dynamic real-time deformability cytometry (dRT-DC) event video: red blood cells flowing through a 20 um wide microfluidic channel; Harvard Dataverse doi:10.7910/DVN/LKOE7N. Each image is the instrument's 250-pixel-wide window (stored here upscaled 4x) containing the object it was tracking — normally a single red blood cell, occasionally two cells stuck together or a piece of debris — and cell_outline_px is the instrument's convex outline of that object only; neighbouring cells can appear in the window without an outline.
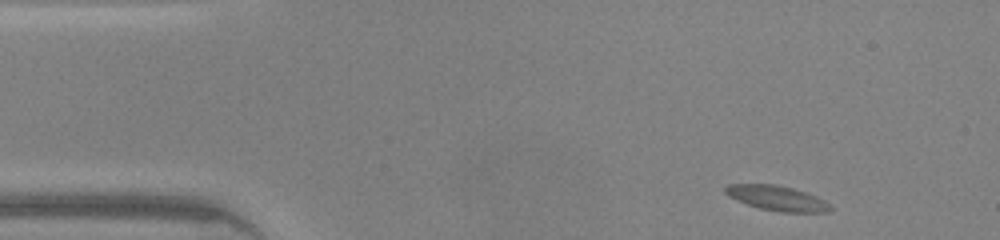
{"species": "common noctule bat (a hibernating species)", "species_latin": "Nyctalus noctula", "temperature_condition": "warm", "stored_images_in_passage": 43, "camera_frame_rate_fps": 3000, "um_per_image_px": 0.085, "animal": {"sex": "male", "body_mass_g": 20.0, "forearm_length_mm": 53.3}, "frame": {"image": 1, "passage_image": 1, "time_ms": 0.0, "image_size_px": [1000, 240], "cell_outline_px": [[832, 208], [828, 212], [780, 212], [760, 208], [736, 200], [728, 196], [724, 192], [724, 188], [728, 184], [776, 184], [792, 188], [816, 196], [824, 200]], "centroid_in_image_um": [66.01, 16.84], "position_along_channel_um": 19.0, "area_um2": 15.14}}
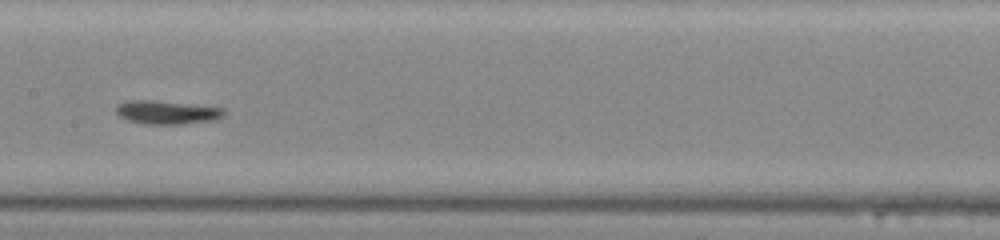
{"frame": {"image": 2, "passage_image": 19, "time_ms": 6.0, "image_size_px": [1000, 240], "cell_outline_px": [[224, 116], [216, 120], [180, 124], [144, 124], [128, 120], [120, 116], [116, 112], [116, 108], [120, 104], [132, 100], [152, 100], [224, 108]], "centroid_in_image_um": [14.21, 9.56], "position_along_channel_um": 193.2, "area_um2": 14.57}}
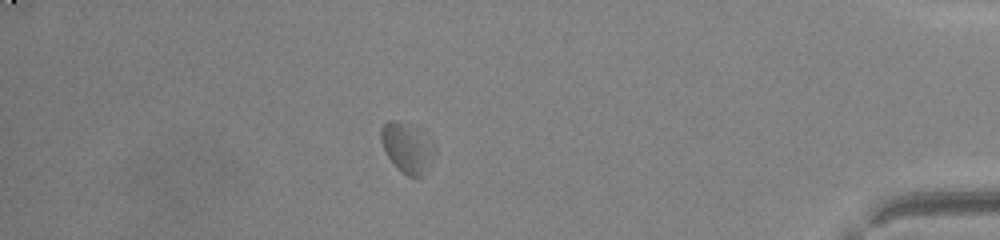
{"frame": {"image": 3, "passage_image": 37, "time_ms": 12.0, "image_size_px": [1000, 240], "cell_outline_px": [[436, 152], [424, 176], [408, 176], [396, 168], [388, 156], [380, 140], [380, 128], [388, 120], [396, 120], [424, 128], [432, 140], [436, 148]], "centroid_in_image_um": [34.66, 12.51], "position_along_channel_um": 400.5, "area_um2": 16.3}, "authors_computed_cell_mechanics": {"area_um2": 14.2766, "velocity_mm_per_s": 4.2418, "shape_relaxation_time_tau1_ms": 1.9519, "shape_relaxation_time_tau2_ms": 3.7702, "deformation_change_tau1": 0.0768, "deformation_change_tau2": 0.0962}}